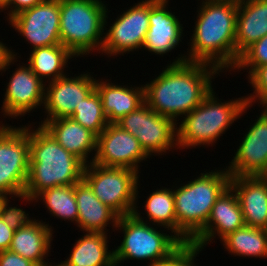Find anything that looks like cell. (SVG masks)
<instances>
[{"instance_id": "cell-1", "label": "cell", "mask_w": 267, "mask_h": 266, "mask_svg": "<svg viewBox=\"0 0 267 266\" xmlns=\"http://www.w3.org/2000/svg\"><path fill=\"white\" fill-rule=\"evenodd\" d=\"M219 72L212 65L187 62L186 56L181 55L144 85L145 103L176 123L179 116L187 115L203 101L212 90L211 80Z\"/></svg>"}, {"instance_id": "cell-2", "label": "cell", "mask_w": 267, "mask_h": 266, "mask_svg": "<svg viewBox=\"0 0 267 266\" xmlns=\"http://www.w3.org/2000/svg\"><path fill=\"white\" fill-rule=\"evenodd\" d=\"M201 4L186 60L212 65L220 72L234 70L238 0H205Z\"/></svg>"}, {"instance_id": "cell-3", "label": "cell", "mask_w": 267, "mask_h": 266, "mask_svg": "<svg viewBox=\"0 0 267 266\" xmlns=\"http://www.w3.org/2000/svg\"><path fill=\"white\" fill-rule=\"evenodd\" d=\"M29 125V174L23 194L25 201L45 189L69 186L83 179L85 164L64 149L42 126L33 130ZM31 128V129H30Z\"/></svg>"}, {"instance_id": "cell-4", "label": "cell", "mask_w": 267, "mask_h": 266, "mask_svg": "<svg viewBox=\"0 0 267 266\" xmlns=\"http://www.w3.org/2000/svg\"><path fill=\"white\" fill-rule=\"evenodd\" d=\"M173 190L177 236L184 242L191 240L204 228L212 207L221 194L230 186L231 176L224 168L199 174Z\"/></svg>"}, {"instance_id": "cell-5", "label": "cell", "mask_w": 267, "mask_h": 266, "mask_svg": "<svg viewBox=\"0 0 267 266\" xmlns=\"http://www.w3.org/2000/svg\"><path fill=\"white\" fill-rule=\"evenodd\" d=\"M249 107L245 96L221 102L212 89L176 127L177 149L214 144Z\"/></svg>"}, {"instance_id": "cell-6", "label": "cell", "mask_w": 267, "mask_h": 266, "mask_svg": "<svg viewBox=\"0 0 267 266\" xmlns=\"http://www.w3.org/2000/svg\"><path fill=\"white\" fill-rule=\"evenodd\" d=\"M104 3L101 0H60L61 44L75 57L89 55L94 50L100 53L108 19Z\"/></svg>"}, {"instance_id": "cell-7", "label": "cell", "mask_w": 267, "mask_h": 266, "mask_svg": "<svg viewBox=\"0 0 267 266\" xmlns=\"http://www.w3.org/2000/svg\"><path fill=\"white\" fill-rule=\"evenodd\" d=\"M138 212L135 208L133 214L118 218L115 228L122 230L124 236L120 246L113 250L115 266L129 259H147L148 266H152L170 258L185 244L176 235L158 231Z\"/></svg>"}, {"instance_id": "cell-8", "label": "cell", "mask_w": 267, "mask_h": 266, "mask_svg": "<svg viewBox=\"0 0 267 266\" xmlns=\"http://www.w3.org/2000/svg\"><path fill=\"white\" fill-rule=\"evenodd\" d=\"M138 174L130 168L105 167L92 162L85 165L83 179L94 195L121 217L133 214L138 208Z\"/></svg>"}, {"instance_id": "cell-9", "label": "cell", "mask_w": 267, "mask_h": 266, "mask_svg": "<svg viewBox=\"0 0 267 266\" xmlns=\"http://www.w3.org/2000/svg\"><path fill=\"white\" fill-rule=\"evenodd\" d=\"M29 126H0V196L23 194L29 174Z\"/></svg>"}, {"instance_id": "cell-10", "label": "cell", "mask_w": 267, "mask_h": 266, "mask_svg": "<svg viewBox=\"0 0 267 266\" xmlns=\"http://www.w3.org/2000/svg\"><path fill=\"white\" fill-rule=\"evenodd\" d=\"M117 124L136 137L149 155H162L177 145V124L172 119L159 115L145 102L135 111L125 115Z\"/></svg>"}, {"instance_id": "cell-11", "label": "cell", "mask_w": 267, "mask_h": 266, "mask_svg": "<svg viewBox=\"0 0 267 266\" xmlns=\"http://www.w3.org/2000/svg\"><path fill=\"white\" fill-rule=\"evenodd\" d=\"M10 25L35 48L61 44L60 0H44L10 20Z\"/></svg>"}, {"instance_id": "cell-12", "label": "cell", "mask_w": 267, "mask_h": 266, "mask_svg": "<svg viewBox=\"0 0 267 266\" xmlns=\"http://www.w3.org/2000/svg\"><path fill=\"white\" fill-rule=\"evenodd\" d=\"M111 25L103 34L102 54L111 57L141 49L149 29V0L130 6Z\"/></svg>"}, {"instance_id": "cell-13", "label": "cell", "mask_w": 267, "mask_h": 266, "mask_svg": "<svg viewBox=\"0 0 267 266\" xmlns=\"http://www.w3.org/2000/svg\"><path fill=\"white\" fill-rule=\"evenodd\" d=\"M149 157L135 136L117 124L109 123L97 136L96 153L90 163L105 167L130 168L139 173L138 163Z\"/></svg>"}, {"instance_id": "cell-14", "label": "cell", "mask_w": 267, "mask_h": 266, "mask_svg": "<svg viewBox=\"0 0 267 266\" xmlns=\"http://www.w3.org/2000/svg\"><path fill=\"white\" fill-rule=\"evenodd\" d=\"M96 78L90 73L75 77L67 75L50 81L45 87L44 112L47 118L41 121L40 126L47 120L69 118L73 115L76 106L82 103L95 90Z\"/></svg>"}, {"instance_id": "cell-15", "label": "cell", "mask_w": 267, "mask_h": 266, "mask_svg": "<svg viewBox=\"0 0 267 266\" xmlns=\"http://www.w3.org/2000/svg\"><path fill=\"white\" fill-rule=\"evenodd\" d=\"M263 108L226 166L230 176H267V107Z\"/></svg>"}, {"instance_id": "cell-16", "label": "cell", "mask_w": 267, "mask_h": 266, "mask_svg": "<svg viewBox=\"0 0 267 266\" xmlns=\"http://www.w3.org/2000/svg\"><path fill=\"white\" fill-rule=\"evenodd\" d=\"M25 65L16 68L7 83L3 98L2 113L11 118L24 116L44 105L47 85Z\"/></svg>"}, {"instance_id": "cell-17", "label": "cell", "mask_w": 267, "mask_h": 266, "mask_svg": "<svg viewBox=\"0 0 267 266\" xmlns=\"http://www.w3.org/2000/svg\"><path fill=\"white\" fill-rule=\"evenodd\" d=\"M169 0H149V29L142 48L157 55L173 50L183 39L179 18L168 10Z\"/></svg>"}, {"instance_id": "cell-18", "label": "cell", "mask_w": 267, "mask_h": 266, "mask_svg": "<svg viewBox=\"0 0 267 266\" xmlns=\"http://www.w3.org/2000/svg\"><path fill=\"white\" fill-rule=\"evenodd\" d=\"M245 226L237 194L229 186L212 207L204 228L191 240V244L204 249L207 243L219 236H225Z\"/></svg>"}, {"instance_id": "cell-19", "label": "cell", "mask_w": 267, "mask_h": 266, "mask_svg": "<svg viewBox=\"0 0 267 266\" xmlns=\"http://www.w3.org/2000/svg\"><path fill=\"white\" fill-rule=\"evenodd\" d=\"M245 226L267 229V176H231Z\"/></svg>"}, {"instance_id": "cell-20", "label": "cell", "mask_w": 267, "mask_h": 266, "mask_svg": "<svg viewBox=\"0 0 267 266\" xmlns=\"http://www.w3.org/2000/svg\"><path fill=\"white\" fill-rule=\"evenodd\" d=\"M75 198L78 209L77 227L92 233H107L106 227L111 223L113 228L116 227L119 216L94 195L84 179L75 184Z\"/></svg>"}, {"instance_id": "cell-21", "label": "cell", "mask_w": 267, "mask_h": 266, "mask_svg": "<svg viewBox=\"0 0 267 266\" xmlns=\"http://www.w3.org/2000/svg\"><path fill=\"white\" fill-rule=\"evenodd\" d=\"M267 35V0H238L236 64L240 55Z\"/></svg>"}, {"instance_id": "cell-22", "label": "cell", "mask_w": 267, "mask_h": 266, "mask_svg": "<svg viewBox=\"0 0 267 266\" xmlns=\"http://www.w3.org/2000/svg\"><path fill=\"white\" fill-rule=\"evenodd\" d=\"M64 149L89 164V153L96 152L97 136L72 118L47 120L41 125Z\"/></svg>"}, {"instance_id": "cell-23", "label": "cell", "mask_w": 267, "mask_h": 266, "mask_svg": "<svg viewBox=\"0 0 267 266\" xmlns=\"http://www.w3.org/2000/svg\"><path fill=\"white\" fill-rule=\"evenodd\" d=\"M99 81L96 80L95 89L101 98L103 111L109 123H116L145 102L144 85L132 88Z\"/></svg>"}, {"instance_id": "cell-24", "label": "cell", "mask_w": 267, "mask_h": 266, "mask_svg": "<svg viewBox=\"0 0 267 266\" xmlns=\"http://www.w3.org/2000/svg\"><path fill=\"white\" fill-rule=\"evenodd\" d=\"M52 231L49 224L35 219L30 225L22 226L14 232L9 250L36 265L44 264L51 249Z\"/></svg>"}, {"instance_id": "cell-25", "label": "cell", "mask_w": 267, "mask_h": 266, "mask_svg": "<svg viewBox=\"0 0 267 266\" xmlns=\"http://www.w3.org/2000/svg\"><path fill=\"white\" fill-rule=\"evenodd\" d=\"M108 233L86 232L76 240L63 266H115L114 251L108 250Z\"/></svg>"}, {"instance_id": "cell-26", "label": "cell", "mask_w": 267, "mask_h": 266, "mask_svg": "<svg viewBox=\"0 0 267 266\" xmlns=\"http://www.w3.org/2000/svg\"><path fill=\"white\" fill-rule=\"evenodd\" d=\"M29 55L27 65L43 82L44 78H48L50 82L67 75L64 73V68L69 59L75 57L62 44L35 48Z\"/></svg>"}, {"instance_id": "cell-27", "label": "cell", "mask_w": 267, "mask_h": 266, "mask_svg": "<svg viewBox=\"0 0 267 266\" xmlns=\"http://www.w3.org/2000/svg\"><path fill=\"white\" fill-rule=\"evenodd\" d=\"M220 241L235 256L267 257V229L244 226Z\"/></svg>"}, {"instance_id": "cell-28", "label": "cell", "mask_w": 267, "mask_h": 266, "mask_svg": "<svg viewBox=\"0 0 267 266\" xmlns=\"http://www.w3.org/2000/svg\"><path fill=\"white\" fill-rule=\"evenodd\" d=\"M41 199L49 213L56 218H61L77 224L78 209L75 198V184L57 186L43 190L34 197L37 202Z\"/></svg>"}, {"instance_id": "cell-29", "label": "cell", "mask_w": 267, "mask_h": 266, "mask_svg": "<svg viewBox=\"0 0 267 266\" xmlns=\"http://www.w3.org/2000/svg\"><path fill=\"white\" fill-rule=\"evenodd\" d=\"M147 218L158 227L162 226L177 236V218L175 215L174 193L172 189L162 188L150 193L145 201ZM156 223V224H155ZM160 225V226H159Z\"/></svg>"}, {"instance_id": "cell-30", "label": "cell", "mask_w": 267, "mask_h": 266, "mask_svg": "<svg viewBox=\"0 0 267 266\" xmlns=\"http://www.w3.org/2000/svg\"><path fill=\"white\" fill-rule=\"evenodd\" d=\"M84 128L89 129L96 136L109 124L107 116L104 114L101 98L96 89L78 106L70 117Z\"/></svg>"}, {"instance_id": "cell-31", "label": "cell", "mask_w": 267, "mask_h": 266, "mask_svg": "<svg viewBox=\"0 0 267 266\" xmlns=\"http://www.w3.org/2000/svg\"><path fill=\"white\" fill-rule=\"evenodd\" d=\"M267 64V35L249 46L239 57L234 69H247L250 75L256 68Z\"/></svg>"}, {"instance_id": "cell-32", "label": "cell", "mask_w": 267, "mask_h": 266, "mask_svg": "<svg viewBox=\"0 0 267 266\" xmlns=\"http://www.w3.org/2000/svg\"><path fill=\"white\" fill-rule=\"evenodd\" d=\"M248 77V82L255 89L253 94L246 96L247 104L252 107V103L258 102L262 107H267V64L256 68ZM255 94V95H254Z\"/></svg>"}, {"instance_id": "cell-33", "label": "cell", "mask_w": 267, "mask_h": 266, "mask_svg": "<svg viewBox=\"0 0 267 266\" xmlns=\"http://www.w3.org/2000/svg\"><path fill=\"white\" fill-rule=\"evenodd\" d=\"M8 196L1 197L0 199V217L8 224V226L14 231L18 230L22 226L30 225L35 219L31 220L29 214L23 211L22 208L10 207Z\"/></svg>"}, {"instance_id": "cell-34", "label": "cell", "mask_w": 267, "mask_h": 266, "mask_svg": "<svg viewBox=\"0 0 267 266\" xmlns=\"http://www.w3.org/2000/svg\"><path fill=\"white\" fill-rule=\"evenodd\" d=\"M202 251L201 248L190 243H185L170 258L152 266H196L194 259Z\"/></svg>"}, {"instance_id": "cell-35", "label": "cell", "mask_w": 267, "mask_h": 266, "mask_svg": "<svg viewBox=\"0 0 267 266\" xmlns=\"http://www.w3.org/2000/svg\"><path fill=\"white\" fill-rule=\"evenodd\" d=\"M0 266H37L34 262L25 259L11 250L0 251Z\"/></svg>"}, {"instance_id": "cell-36", "label": "cell", "mask_w": 267, "mask_h": 266, "mask_svg": "<svg viewBox=\"0 0 267 266\" xmlns=\"http://www.w3.org/2000/svg\"><path fill=\"white\" fill-rule=\"evenodd\" d=\"M43 1L44 0H9L8 5L3 10H8L9 8L11 9L7 13V15L9 16L7 20L9 21L18 13L26 9H30Z\"/></svg>"}, {"instance_id": "cell-37", "label": "cell", "mask_w": 267, "mask_h": 266, "mask_svg": "<svg viewBox=\"0 0 267 266\" xmlns=\"http://www.w3.org/2000/svg\"><path fill=\"white\" fill-rule=\"evenodd\" d=\"M14 232L0 217V251L9 249Z\"/></svg>"}, {"instance_id": "cell-38", "label": "cell", "mask_w": 267, "mask_h": 266, "mask_svg": "<svg viewBox=\"0 0 267 266\" xmlns=\"http://www.w3.org/2000/svg\"><path fill=\"white\" fill-rule=\"evenodd\" d=\"M7 44H4L3 42H0V72L6 71V69H9V66L11 63L13 64L16 62L15 59H17L15 56V52L13 50H10L7 46Z\"/></svg>"}, {"instance_id": "cell-39", "label": "cell", "mask_w": 267, "mask_h": 266, "mask_svg": "<svg viewBox=\"0 0 267 266\" xmlns=\"http://www.w3.org/2000/svg\"><path fill=\"white\" fill-rule=\"evenodd\" d=\"M9 0H0V11H3V9L8 5Z\"/></svg>"}, {"instance_id": "cell-40", "label": "cell", "mask_w": 267, "mask_h": 266, "mask_svg": "<svg viewBox=\"0 0 267 266\" xmlns=\"http://www.w3.org/2000/svg\"><path fill=\"white\" fill-rule=\"evenodd\" d=\"M37 266H63V264H62V262L59 264H57V265H52L51 264V262H46V263H44V264H40V265H37Z\"/></svg>"}]
</instances>
